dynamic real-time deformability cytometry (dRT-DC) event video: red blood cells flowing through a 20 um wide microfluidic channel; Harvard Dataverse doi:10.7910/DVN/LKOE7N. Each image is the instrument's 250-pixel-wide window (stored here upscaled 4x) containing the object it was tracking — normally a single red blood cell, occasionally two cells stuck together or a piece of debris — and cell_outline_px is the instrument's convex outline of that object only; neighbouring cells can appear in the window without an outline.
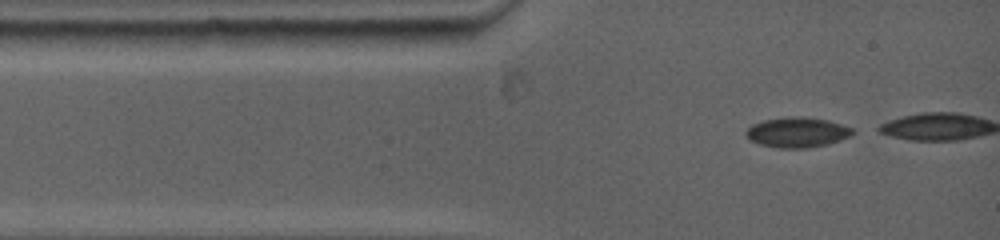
{"species": "common noctule bat (a hibernating species)", "species_latin": "Nyctalus noctula", "temperature_condition": "warm", "stored_images_in_passage": 9, "camera_frame_rate_fps": 5000, "um_per_image_px": 0.085, "animal": {"sex": "female", "body_mass_g": 19.0, "forearm_length_mm": 53.3}, "frame": {"image": 1, "passage_image": 1, "time_ms": 0.0, "image_size_px": [1000, 240], "cell_outline_px": [[856, 132], [848, 136], [824, 144], [796, 148], [792, 148], [764, 144], [752, 140], [744, 132], [752, 124], [764, 120], [788, 116], [808, 116], [828, 120], [852, 128]], "centroid_in_image_um": [67.77, 11.19], "position_along_channel_um": 17.2, "area_um2": 18.03}}